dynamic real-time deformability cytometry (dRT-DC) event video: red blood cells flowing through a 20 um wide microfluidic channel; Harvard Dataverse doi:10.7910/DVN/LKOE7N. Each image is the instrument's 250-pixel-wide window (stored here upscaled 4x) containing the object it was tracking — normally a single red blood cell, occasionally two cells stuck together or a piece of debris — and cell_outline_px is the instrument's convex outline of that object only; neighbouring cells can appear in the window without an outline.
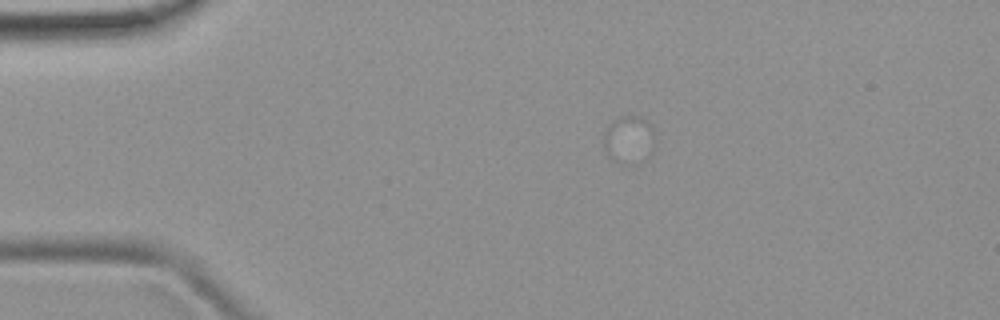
{"species": "common noctule bat (a hibernating species)", "species_latin": "Nyctalus noctula", "temperature_condition": "room temperature", "stored_images_in_passage": 1, "camera_frame_rate_fps": 3000, "um_per_image_px": 0.085, "animal": {"sex": "female", "body_mass_g": 19.9}, "frame": {"image": 1, "passage_image": 1, "time_ms": 0.0, "image_size_px": [1000, 320], "cell_outline_px": [[656, 144], [652, 152], [648, 156], [620, 164], [608, 156], [604, 148], [604, 132], [612, 120], [620, 116], [640, 116], [648, 120], [652, 124], [656, 136]], "centroid_in_image_um": [53.49, 11.8], "position_along_channel_um": 31.5, "area_um2": 14.39}}